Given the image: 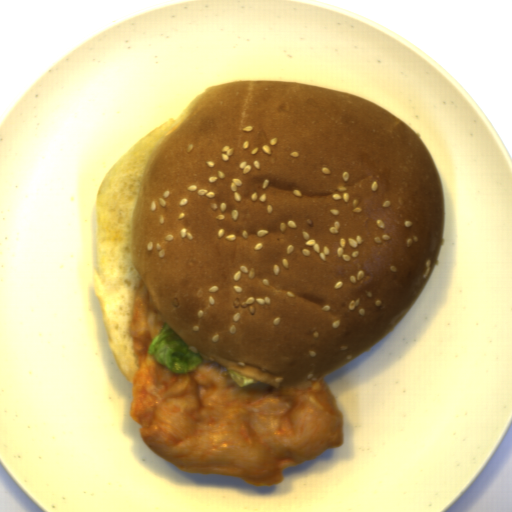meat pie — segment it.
<instances>
[{
  "instance_id": "meat-pie-1",
  "label": "meat pie",
  "mask_w": 512,
  "mask_h": 512,
  "mask_svg": "<svg viewBox=\"0 0 512 512\" xmlns=\"http://www.w3.org/2000/svg\"><path fill=\"white\" fill-rule=\"evenodd\" d=\"M165 321L141 280L129 324L137 366L129 415L145 444L181 471L230 475L254 486L344 446V415L325 378L282 394L257 382L239 387L218 363L173 374L148 352Z\"/></svg>"
}]
</instances>
